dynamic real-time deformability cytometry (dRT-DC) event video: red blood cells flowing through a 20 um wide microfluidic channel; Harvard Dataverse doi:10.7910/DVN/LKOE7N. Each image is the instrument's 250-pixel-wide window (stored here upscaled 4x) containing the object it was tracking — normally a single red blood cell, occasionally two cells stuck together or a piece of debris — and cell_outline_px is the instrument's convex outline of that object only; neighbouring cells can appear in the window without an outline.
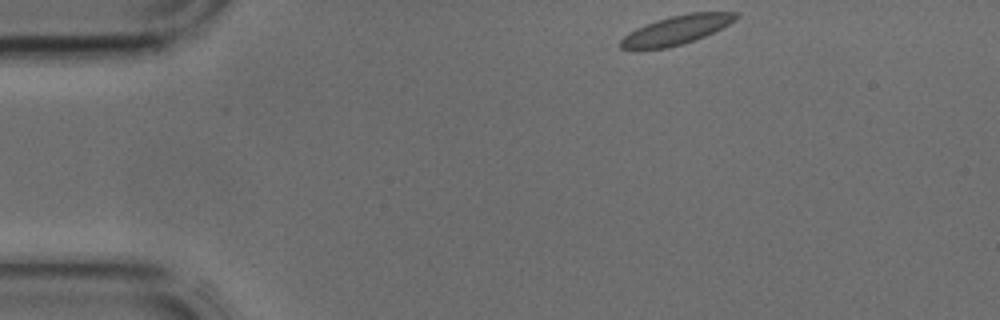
{"species": "common noctule bat (a hibernating species)", "species_latin": "Nyctalus noctula", "temperature_condition": "cold", "stored_images_in_passage": 38, "camera_frame_rate_fps": 3000, "um_per_image_px": 0.085, "animal": {"sex": "male", "body_mass_g": 17.9, "forearm_length_mm": 54.2}, "frame": {"image": 1, "passage_image": 1, "time_ms": 0.0, "image_size_px": [1000, 320], "cell_outline_px": [[740, 16], [728, 24], [704, 36], [668, 48], [620, 48], [620, 40], [628, 32], [636, 28], [656, 20], [668, 16], [688, 12], [740, 12]], "centroid_in_image_um": [57.5, 2.51], "position_along_channel_um": 27.5, "area_um2": 19.13}}
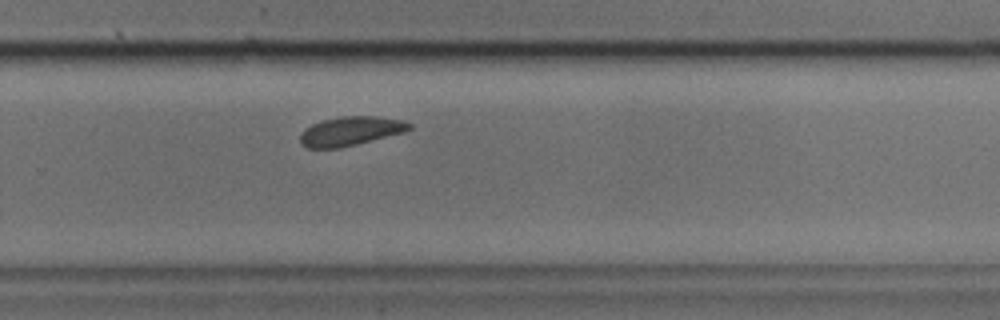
{"frame": {"image": 2, "passage_image": 23, "time_ms": 7.333, "image_size_px": [1000, 320], "cell_outline_px": [[412, 128], [404, 132], [340, 148], [308, 148], [300, 144], [300, 132], [304, 128], [320, 120], [344, 116], [376, 116], [404, 120], [412, 124]], "centroid_in_image_um": [29.77, 11.14], "position_along_channel_um": 300.0, "area_um2": 18.61}}
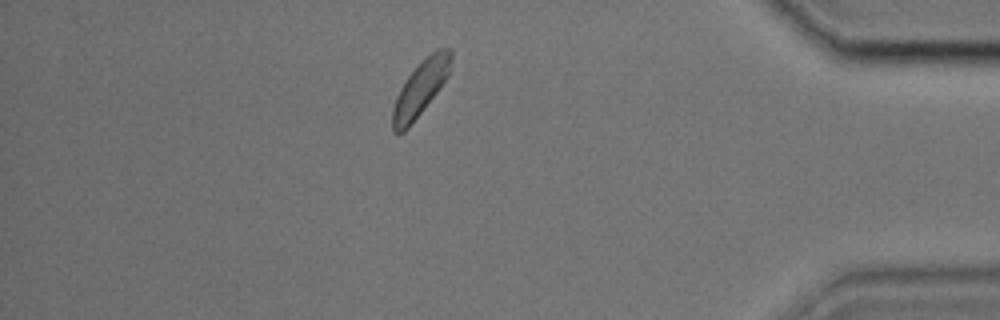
{"frame": {"image": 3, "passage_image": 32, "time_ms": 10.333, "image_size_px": [1000, 320], "cell_outline_px": [[452, 56], [448, 76], [436, 92], [408, 128], [404, 132], [392, 132], [392, 108], [396, 96], [400, 88], [408, 76], [436, 48], [448, 48], [452, 52]], "centroid_in_image_um": [35.72, 7.52], "position_along_channel_um": 399.5, "area_um2": 18.15}}